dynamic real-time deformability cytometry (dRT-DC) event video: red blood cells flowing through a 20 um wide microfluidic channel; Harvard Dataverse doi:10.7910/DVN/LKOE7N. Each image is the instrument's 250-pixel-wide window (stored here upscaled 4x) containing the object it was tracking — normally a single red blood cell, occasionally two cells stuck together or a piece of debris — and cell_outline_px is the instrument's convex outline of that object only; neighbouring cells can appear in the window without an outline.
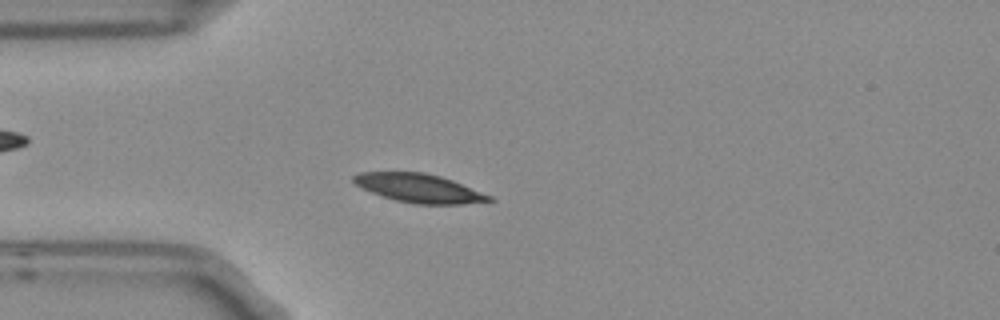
{"species": "Egyptian fruit bat (a non-hibernating species)", "species_latin": "Rousettus aegyptiacus", "temperature_condition": "room temperature", "stored_images_in_passage": 6, "camera_frame_rate_fps": 3000, "um_per_image_px": 0.085, "frame": {"image": 1, "passage_image": 5, "time_ms": 1.333, "image_size_px": [1000, 320], "cell_outline_px": [[496, 200], [464, 204], [416, 204], [396, 200], [360, 188], [352, 180], [352, 176], [360, 172], [424, 172], [440, 176], [452, 180], [492, 196]], "centroid_in_image_um": [35.62, 15.99], "position_along_channel_um": 49.4, "area_um2": 22.54}}